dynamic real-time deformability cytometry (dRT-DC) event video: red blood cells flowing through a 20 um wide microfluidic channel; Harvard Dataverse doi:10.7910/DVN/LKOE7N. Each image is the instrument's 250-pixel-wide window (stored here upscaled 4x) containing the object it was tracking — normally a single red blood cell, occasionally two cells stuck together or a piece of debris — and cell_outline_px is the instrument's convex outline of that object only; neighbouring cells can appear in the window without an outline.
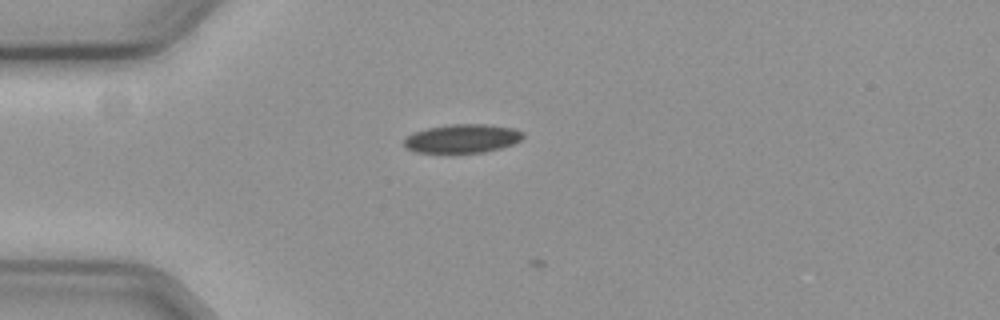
{"species": "common noctule bat (a hibernating species)", "species_latin": "Nyctalus noctula", "temperature_condition": "cold", "stored_images_in_passage": 5, "camera_frame_rate_fps": 3000, "um_per_image_px": 0.085, "animal": {"sex": "female", "body_mass_g": 19.3, "forearm_length_mm": 54.1}, "frame": {"image": 1, "passage_image": 4, "time_ms": 1.0, "image_size_px": [1000, 320], "cell_outline_px": [[524, 136], [520, 140], [512, 144], [500, 148], [484, 152], [416, 152], [404, 148], [404, 140], [408, 136], [416, 132], [428, 128], [452, 124], [484, 124], [512, 128], [524, 132]], "centroid_in_image_um": [39.3, 11.77], "position_along_channel_um": 45.7, "area_um2": 19.59}}